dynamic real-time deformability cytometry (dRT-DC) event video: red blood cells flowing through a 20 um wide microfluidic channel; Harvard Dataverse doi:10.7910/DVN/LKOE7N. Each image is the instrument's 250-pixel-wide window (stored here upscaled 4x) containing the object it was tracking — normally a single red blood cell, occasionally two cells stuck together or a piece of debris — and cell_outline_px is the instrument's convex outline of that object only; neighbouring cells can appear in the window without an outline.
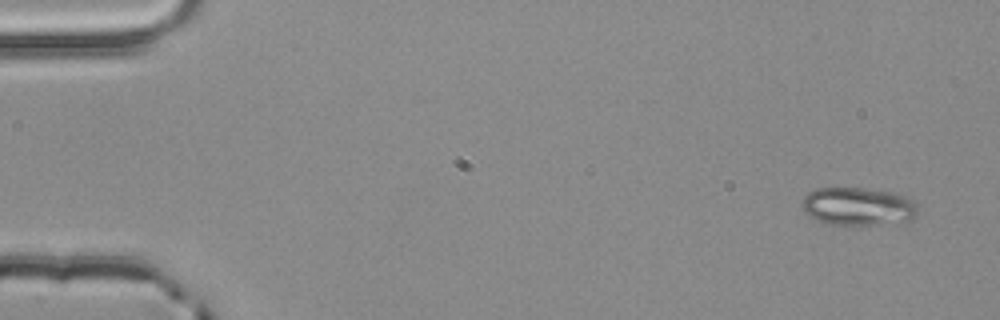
{"species": "common noctule bat (a hibernating species)", "species_latin": "Nyctalus noctula", "temperature_condition": "room temperature", "stored_images_in_passage": 5, "camera_frame_rate_fps": 3000, "um_per_image_px": 0.085, "animal": {"sex": "male", "body_mass_g": 20.4}, "frame": {"image": 1, "passage_image": 1, "time_ms": 0.0, "image_size_px": [1000, 320], "cell_outline_px": [[916, 216], [912, 220], [876, 224], [828, 224], [816, 220], [808, 216], [804, 212], [804, 196], [808, 192], [816, 188], [860, 188], [896, 192], [916, 200]], "centroid_in_image_um": [72.96, 17.53], "position_along_channel_um": 12.0, "area_um2": 25.66}}